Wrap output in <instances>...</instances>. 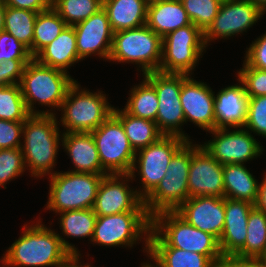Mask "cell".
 Instances as JSON below:
<instances>
[{
  "instance_id": "5",
  "label": "cell",
  "mask_w": 266,
  "mask_h": 267,
  "mask_svg": "<svg viewBox=\"0 0 266 267\" xmlns=\"http://www.w3.org/2000/svg\"><path fill=\"white\" fill-rule=\"evenodd\" d=\"M108 174L54 172L49 175L47 209L55 213L93 208L99 185Z\"/></svg>"
},
{
  "instance_id": "4",
  "label": "cell",
  "mask_w": 266,
  "mask_h": 267,
  "mask_svg": "<svg viewBox=\"0 0 266 267\" xmlns=\"http://www.w3.org/2000/svg\"><path fill=\"white\" fill-rule=\"evenodd\" d=\"M75 81L67 72L43 65L32 58L25 65L19 85L31 115H55L49 110L35 111L34 104L38 101L41 105L59 109Z\"/></svg>"
},
{
  "instance_id": "30",
  "label": "cell",
  "mask_w": 266,
  "mask_h": 267,
  "mask_svg": "<svg viewBox=\"0 0 266 267\" xmlns=\"http://www.w3.org/2000/svg\"><path fill=\"white\" fill-rule=\"evenodd\" d=\"M124 110L137 118L156 121L158 112V97L155 87L144 77L141 84L130 91Z\"/></svg>"
},
{
  "instance_id": "36",
  "label": "cell",
  "mask_w": 266,
  "mask_h": 267,
  "mask_svg": "<svg viewBox=\"0 0 266 267\" xmlns=\"http://www.w3.org/2000/svg\"><path fill=\"white\" fill-rule=\"evenodd\" d=\"M30 115L19 84L0 87V119L25 121Z\"/></svg>"
},
{
  "instance_id": "16",
  "label": "cell",
  "mask_w": 266,
  "mask_h": 267,
  "mask_svg": "<svg viewBox=\"0 0 266 267\" xmlns=\"http://www.w3.org/2000/svg\"><path fill=\"white\" fill-rule=\"evenodd\" d=\"M265 14L250 0L223 1L217 16L204 31V43L229 38L252 27Z\"/></svg>"
},
{
  "instance_id": "21",
  "label": "cell",
  "mask_w": 266,
  "mask_h": 267,
  "mask_svg": "<svg viewBox=\"0 0 266 267\" xmlns=\"http://www.w3.org/2000/svg\"><path fill=\"white\" fill-rule=\"evenodd\" d=\"M253 207L250 202L224 197L225 224L218 241L225 259L234 256L245 245L248 217Z\"/></svg>"
},
{
  "instance_id": "19",
  "label": "cell",
  "mask_w": 266,
  "mask_h": 267,
  "mask_svg": "<svg viewBox=\"0 0 266 267\" xmlns=\"http://www.w3.org/2000/svg\"><path fill=\"white\" fill-rule=\"evenodd\" d=\"M175 212L188 224L219 240L225 224L224 197H190Z\"/></svg>"
},
{
  "instance_id": "47",
  "label": "cell",
  "mask_w": 266,
  "mask_h": 267,
  "mask_svg": "<svg viewBox=\"0 0 266 267\" xmlns=\"http://www.w3.org/2000/svg\"><path fill=\"white\" fill-rule=\"evenodd\" d=\"M260 183L261 184H259L257 200L254 206L259 210H262L266 214V176Z\"/></svg>"
},
{
  "instance_id": "20",
  "label": "cell",
  "mask_w": 266,
  "mask_h": 267,
  "mask_svg": "<svg viewBox=\"0 0 266 267\" xmlns=\"http://www.w3.org/2000/svg\"><path fill=\"white\" fill-rule=\"evenodd\" d=\"M180 100L186 122L207 132L215 129L214 92L207 84L188 77L182 83Z\"/></svg>"
},
{
  "instance_id": "25",
  "label": "cell",
  "mask_w": 266,
  "mask_h": 267,
  "mask_svg": "<svg viewBox=\"0 0 266 267\" xmlns=\"http://www.w3.org/2000/svg\"><path fill=\"white\" fill-rule=\"evenodd\" d=\"M39 63L67 72V68L80 61L73 26H66L57 38L35 57Z\"/></svg>"
},
{
  "instance_id": "29",
  "label": "cell",
  "mask_w": 266,
  "mask_h": 267,
  "mask_svg": "<svg viewBox=\"0 0 266 267\" xmlns=\"http://www.w3.org/2000/svg\"><path fill=\"white\" fill-rule=\"evenodd\" d=\"M148 254L162 267H217L206 255L174 247H148Z\"/></svg>"
},
{
  "instance_id": "32",
  "label": "cell",
  "mask_w": 266,
  "mask_h": 267,
  "mask_svg": "<svg viewBox=\"0 0 266 267\" xmlns=\"http://www.w3.org/2000/svg\"><path fill=\"white\" fill-rule=\"evenodd\" d=\"M265 246L266 214L254 206L248 217L245 245L234 256L241 258H260Z\"/></svg>"
},
{
  "instance_id": "11",
  "label": "cell",
  "mask_w": 266,
  "mask_h": 267,
  "mask_svg": "<svg viewBox=\"0 0 266 267\" xmlns=\"http://www.w3.org/2000/svg\"><path fill=\"white\" fill-rule=\"evenodd\" d=\"M151 231V217L147 211H129L107 216H97L91 241L103 246H130L144 236L145 252L148 254V240ZM141 235V236H140ZM140 237V238H139Z\"/></svg>"
},
{
  "instance_id": "17",
  "label": "cell",
  "mask_w": 266,
  "mask_h": 267,
  "mask_svg": "<svg viewBox=\"0 0 266 267\" xmlns=\"http://www.w3.org/2000/svg\"><path fill=\"white\" fill-rule=\"evenodd\" d=\"M190 197H224L223 165L202 146L191 142V163L188 175Z\"/></svg>"
},
{
  "instance_id": "34",
  "label": "cell",
  "mask_w": 266,
  "mask_h": 267,
  "mask_svg": "<svg viewBox=\"0 0 266 267\" xmlns=\"http://www.w3.org/2000/svg\"><path fill=\"white\" fill-rule=\"evenodd\" d=\"M60 226L62 233L68 237H80L92 239L97 215L94 213L93 208L70 210L59 213Z\"/></svg>"
},
{
  "instance_id": "51",
  "label": "cell",
  "mask_w": 266,
  "mask_h": 267,
  "mask_svg": "<svg viewBox=\"0 0 266 267\" xmlns=\"http://www.w3.org/2000/svg\"><path fill=\"white\" fill-rule=\"evenodd\" d=\"M153 261L155 262L156 266H155V265H152L151 262H150V264H149V262H148V263H144V264H142L143 266H141V267H162V266H161L157 261H155L154 259H153Z\"/></svg>"
},
{
  "instance_id": "18",
  "label": "cell",
  "mask_w": 266,
  "mask_h": 267,
  "mask_svg": "<svg viewBox=\"0 0 266 267\" xmlns=\"http://www.w3.org/2000/svg\"><path fill=\"white\" fill-rule=\"evenodd\" d=\"M73 27L78 56L81 60L92 54H97L99 57L109 60L114 32L107 12L103 8Z\"/></svg>"
},
{
  "instance_id": "2",
  "label": "cell",
  "mask_w": 266,
  "mask_h": 267,
  "mask_svg": "<svg viewBox=\"0 0 266 267\" xmlns=\"http://www.w3.org/2000/svg\"><path fill=\"white\" fill-rule=\"evenodd\" d=\"M148 247H174L206 255L217 267H224L218 239L188 224L175 211L157 213L151 218Z\"/></svg>"
},
{
  "instance_id": "8",
  "label": "cell",
  "mask_w": 266,
  "mask_h": 267,
  "mask_svg": "<svg viewBox=\"0 0 266 267\" xmlns=\"http://www.w3.org/2000/svg\"><path fill=\"white\" fill-rule=\"evenodd\" d=\"M79 86L77 81L71 85L60 107L63 110L60 121L66 128L63 133L92 132L113 113L114 107L107 102L106 94L80 91Z\"/></svg>"
},
{
  "instance_id": "23",
  "label": "cell",
  "mask_w": 266,
  "mask_h": 267,
  "mask_svg": "<svg viewBox=\"0 0 266 267\" xmlns=\"http://www.w3.org/2000/svg\"><path fill=\"white\" fill-rule=\"evenodd\" d=\"M62 136V146L75 166L72 172L109 174L102 168L91 132H70L63 133Z\"/></svg>"
},
{
  "instance_id": "10",
  "label": "cell",
  "mask_w": 266,
  "mask_h": 267,
  "mask_svg": "<svg viewBox=\"0 0 266 267\" xmlns=\"http://www.w3.org/2000/svg\"><path fill=\"white\" fill-rule=\"evenodd\" d=\"M204 48V32L194 24L168 33L162 38L159 72L190 75Z\"/></svg>"
},
{
  "instance_id": "9",
  "label": "cell",
  "mask_w": 266,
  "mask_h": 267,
  "mask_svg": "<svg viewBox=\"0 0 266 267\" xmlns=\"http://www.w3.org/2000/svg\"><path fill=\"white\" fill-rule=\"evenodd\" d=\"M154 87L158 97V112L156 124L159 131L165 136H179L187 141L179 126L185 121L180 100L182 83L189 77L187 74L162 73L159 71L143 75Z\"/></svg>"
},
{
  "instance_id": "13",
  "label": "cell",
  "mask_w": 266,
  "mask_h": 267,
  "mask_svg": "<svg viewBox=\"0 0 266 267\" xmlns=\"http://www.w3.org/2000/svg\"><path fill=\"white\" fill-rule=\"evenodd\" d=\"M186 142L187 140L179 136L163 135L157 142L150 144L135 153L134 165L130 174L132 178H134L136 176L134 173L137 171V168H139L140 171L138 173L141 176L143 190H138V194L143 199L162 180L173 155ZM136 163H138V167Z\"/></svg>"
},
{
  "instance_id": "26",
  "label": "cell",
  "mask_w": 266,
  "mask_h": 267,
  "mask_svg": "<svg viewBox=\"0 0 266 267\" xmlns=\"http://www.w3.org/2000/svg\"><path fill=\"white\" fill-rule=\"evenodd\" d=\"M147 6L146 0H103L114 33L145 25Z\"/></svg>"
},
{
  "instance_id": "39",
  "label": "cell",
  "mask_w": 266,
  "mask_h": 267,
  "mask_svg": "<svg viewBox=\"0 0 266 267\" xmlns=\"http://www.w3.org/2000/svg\"><path fill=\"white\" fill-rule=\"evenodd\" d=\"M244 127L259 136L266 137V95L249 97Z\"/></svg>"
},
{
  "instance_id": "7",
  "label": "cell",
  "mask_w": 266,
  "mask_h": 267,
  "mask_svg": "<svg viewBox=\"0 0 266 267\" xmlns=\"http://www.w3.org/2000/svg\"><path fill=\"white\" fill-rule=\"evenodd\" d=\"M161 58L162 38L146 24L114 33L110 61L134 62L145 75L159 71Z\"/></svg>"
},
{
  "instance_id": "49",
  "label": "cell",
  "mask_w": 266,
  "mask_h": 267,
  "mask_svg": "<svg viewBox=\"0 0 266 267\" xmlns=\"http://www.w3.org/2000/svg\"><path fill=\"white\" fill-rule=\"evenodd\" d=\"M6 12V5L3 0H0V33L4 30V18Z\"/></svg>"
},
{
  "instance_id": "28",
  "label": "cell",
  "mask_w": 266,
  "mask_h": 267,
  "mask_svg": "<svg viewBox=\"0 0 266 267\" xmlns=\"http://www.w3.org/2000/svg\"><path fill=\"white\" fill-rule=\"evenodd\" d=\"M113 114L121 121L125 134L135 152L157 142L163 136L156 122L134 117L124 109L114 108Z\"/></svg>"
},
{
  "instance_id": "24",
  "label": "cell",
  "mask_w": 266,
  "mask_h": 267,
  "mask_svg": "<svg viewBox=\"0 0 266 267\" xmlns=\"http://www.w3.org/2000/svg\"><path fill=\"white\" fill-rule=\"evenodd\" d=\"M192 24L181 1L163 0L148 4L146 25L161 38Z\"/></svg>"
},
{
  "instance_id": "40",
  "label": "cell",
  "mask_w": 266,
  "mask_h": 267,
  "mask_svg": "<svg viewBox=\"0 0 266 267\" xmlns=\"http://www.w3.org/2000/svg\"><path fill=\"white\" fill-rule=\"evenodd\" d=\"M238 78L243 82L248 97L266 95V70L250 67L245 61Z\"/></svg>"
},
{
  "instance_id": "35",
  "label": "cell",
  "mask_w": 266,
  "mask_h": 267,
  "mask_svg": "<svg viewBox=\"0 0 266 267\" xmlns=\"http://www.w3.org/2000/svg\"><path fill=\"white\" fill-rule=\"evenodd\" d=\"M52 7L67 26H74L103 8V0H52Z\"/></svg>"
},
{
  "instance_id": "15",
  "label": "cell",
  "mask_w": 266,
  "mask_h": 267,
  "mask_svg": "<svg viewBox=\"0 0 266 267\" xmlns=\"http://www.w3.org/2000/svg\"><path fill=\"white\" fill-rule=\"evenodd\" d=\"M130 179L131 174H108L103 177L93 206L97 216L146 211L143 198L126 183Z\"/></svg>"
},
{
  "instance_id": "48",
  "label": "cell",
  "mask_w": 266,
  "mask_h": 267,
  "mask_svg": "<svg viewBox=\"0 0 266 267\" xmlns=\"http://www.w3.org/2000/svg\"><path fill=\"white\" fill-rule=\"evenodd\" d=\"M79 255L80 254L71 255L68 264L71 267H90V265L88 263L87 264H84V265H80L81 262H79V260H78L79 259Z\"/></svg>"
},
{
  "instance_id": "3",
  "label": "cell",
  "mask_w": 266,
  "mask_h": 267,
  "mask_svg": "<svg viewBox=\"0 0 266 267\" xmlns=\"http://www.w3.org/2000/svg\"><path fill=\"white\" fill-rule=\"evenodd\" d=\"M55 115H30L22 128L24 144L21 145L25 168L34 177L46 176L55 166L59 140L62 136ZM61 136V137H60ZM50 172V173H49Z\"/></svg>"
},
{
  "instance_id": "46",
  "label": "cell",
  "mask_w": 266,
  "mask_h": 267,
  "mask_svg": "<svg viewBox=\"0 0 266 267\" xmlns=\"http://www.w3.org/2000/svg\"><path fill=\"white\" fill-rule=\"evenodd\" d=\"M224 267H266V261L259 258L230 256L225 260Z\"/></svg>"
},
{
  "instance_id": "42",
  "label": "cell",
  "mask_w": 266,
  "mask_h": 267,
  "mask_svg": "<svg viewBox=\"0 0 266 267\" xmlns=\"http://www.w3.org/2000/svg\"><path fill=\"white\" fill-rule=\"evenodd\" d=\"M24 121H7L0 119V149L21 147Z\"/></svg>"
},
{
  "instance_id": "38",
  "label": "cell",
  "mask_w": 266,
  "mask_h": 267,
  "mask_svg": "<svg viewBox=\"0 0 266 267\" xmlns=\"http://www.w3.org/2000/svg\"><path fill=\"white\" fill-rule=\"evenodd\" d=\"M25 171L21 147L0 149V187Z\"/></svg>"
},
{
  "instance_id": "45",
  "label": "cell",
  "mask_w": 266,
  "mask_h": 267,
  "mask_svg": "<svg viewBox=\"0 0 266 267\" xmlns=\"http://www.w3.org/2000/svg\"><path fill=\"white\" fill-rule=\"evenodd\" d=\"M6 6L16 9H27L36 13L52 6V0H3Z\"/></svg>"
},
{
  "instance_id": "53",
  "label": "cell",
  "mask_w": 266,
  "mask_h": 267,
  "mask_svg": "<svg viewBox=\"0 0 266 267\" xmlns=\"http://www.w3.org/2000/svg\"><path fill=\"white\" fill-rule=\"evenodd\" d=\"M158 1H163V0H146V3L147 4H151V3H154V2H158Z\"/></svg>"
},
{
  "instance_id": "12",
  "label": "cell",
  "mask_w": 266,
  "mask_h": 267,
  "mask_svg": "<svg viewBox=\"0 0 266 267\" xmlns=\"http://www.w3.org/2000/svg\"><path fill=\"white\" fill-rule=\"evenodd\" d=\"M91 133L102 168L109 174H130L136 152L130 145L121 121L112 113Z\"/></svg>"
},
{
  "instance_id": "14",
  "label": "cell",
  "mask_w": 266,
  "mask_h": 267,
  "mask_svg": "<svg viewBox=\"0 0 266 267\" xmlns=\"http://www.w3.org/2000/svg\"><path fill=\"white\" fill-rule=\"evenodd\" d=\"M214 139L201 146L220 164H244L262 153V146L254 139L250 131L243 128L233 130L214 129L208 131Z\"/></svg>"
},
{
  "instance_id": "31",
  "label": "cell",
  "mask_w": 266,
  "mask_h": 267,
  "mask_svg": "<svg viewBox=\"0 0 266 267\" xmlns=\"http://www.w3.org/2000/svg\"><path fill=\"white\" fill-rule=\"evenodd\" d=\"M67 26L58 12L51 6L37 14L32 43V57L34 58L44 47L59 36Z\"/></svg>"
},
{
  "instance_id": "27",
  "label": "cell",
  "mask_w": 266,
  "mask_h": 267,
  "mask_svg": "<svg viewBox=\"0 0 266 267\" xmlns=\"http://www.w3.org/2000/svg\"><path fill=\"white\" fill-rule=\"evenodd\" d=\"M224 197L255 204L259 183L244 164L223 165Z\"/></svg>"
},
{
  "instance_id": "1",
  "label": "cell",
  "mask_w": 266,
  "mask_h": 267,
  "mask_svg": "<svg viewBox=\"0 0 266 267\" xmlns=\"http://www.w3.org/2000/svg\"><path fill=\"white\" fill-rule=\"evenodd\" d=\"M44 226L41 221L31 226L24 224L23 234L8 248L2 264L6 267H64L71 255L79 254L75 245Z\"/></svg>"
},
{
  "instance_id": "6",
  "label": "cell",
  "mask_w": 266,
  "mask_h": 267,
  "mask_svg": "<svg viewBox=\"0 0 266 267\" xmlns=\"http://www.w3.org/2000/svg\"><path fill=\"white\" fill-rule=\"evenodd\" d=\"M191 163V142L187 141L172 157L165 176L143 199L152 218L164 211H175L189 198L188 175Z\"/></svg>"
},
{
  "instance_id": "52",
  "label": "cell",
  "mask_w": 266,
  "mask_h": 267,
  "mask_svg": "<svg viewBox=\"0 0 266 267\" xmlns=\"http://www.w3.org/2000/svg\"><path fill=\"white\" fill-rule=\"evenodd\" d=\"M259 259H261V260H263V261H266V246H265V249H264V251H263L262 256H261Z\"/></svg>"
},
{
  "instance_id": "44",
  "label": "cell",
  "mask_w": 266,
  "mask_h": 267,
  "mask_svg": "<svg viewBox=\"0 0 266 267\" xmlns=\"http://www.w3.org/2000/svg\"><path fill=\"white\" fill-rule=\"evenodd\" d=\"M247 49L244 61L250 67L266 70V33L252 42Z\"/></svg>"
},
{
  "instance_id": "37",
  "label": "cell",
  "mask_w": 266,
  "mask_h": 267,
  "mask_svg": "<svg viewBox=\"0 0 266 267\" xmlns=\"http://www.w3.org/2000/svg\"><path fill=\"white\" fill-rule=\"evenodd\" d=\"M181 2L192 24L203 32L213 22L222 4L221 0H182Z\"/></svg>"
},
{
  "instance_id": "50",
  "label": "cell",
  "mask_w": 266,
  "mask_h": 267,
  "mask_svg": "<svg viewBox=\"0 0 266 267\" xmlns=\"http://www.w3.org/2000/svg\"><path fill=\"white\" fill-rule=\"evenodd\" d=\"M256 4L263 12H266V0H250Z\"/></svg>"
},
{
  "instance_id": "22",
  "label": "cell",
  "mask_w": 266,
  "mask_h": 267,
  "mask_svg": "<svg viewBox=\"0 0 266 267\" xmlns=\"http://www.w3.org/2000/svg\"><path fill=\"white\" fill-rule=\"evenodd\" d=\"M221 89L214 96L215 129L242 128L246 123L249 97L243 82Z\"/></svg>"
},
{
  "instance_id": "43",
  "label": "cell",
  "mask_w": 266,
  "mask_h": 267,
  "mask_svg": "<svg viewBox=\"0 0 266 267\" xmlns=\"http://www.w3.org/2000/svg\"><path fill=\"white\" fill-rule=\"evenodd\" d=\"M30 60L31 59H11L2 61L0 63V87L20 84L25 65Z\"/></svg>"
},
{
  "instance_id": "41",
  "label": "cell",
  "mask_w": 266,
  "mask_h": 267,
  "mask_svg": "<svg viewBox=\"0 0 266 267\" xmlns=\"http://www.w3.org/2000/svg\"><path fill=\"white\" fill-rule=\"evenodd\" d=\"M29 49L14 36L2 30L0 33V63L11 59H32Z\"/></svg>"
},
{
  "instance_id": "33",
  "label": "cell",
  "mask_w": 266,
  "mask_h": 267,
  "mask_svg": "<svg viewBox=\"0 0 266 267\" xmlns=\"http://www.w3.org/2000/svg\"><path fill=\"white\" fill-rule=\"evenodd\" d=\"M36 12L6 6L4 30L24 44L32 56L33 30Z\"/></svg>"
}]
</instances>
